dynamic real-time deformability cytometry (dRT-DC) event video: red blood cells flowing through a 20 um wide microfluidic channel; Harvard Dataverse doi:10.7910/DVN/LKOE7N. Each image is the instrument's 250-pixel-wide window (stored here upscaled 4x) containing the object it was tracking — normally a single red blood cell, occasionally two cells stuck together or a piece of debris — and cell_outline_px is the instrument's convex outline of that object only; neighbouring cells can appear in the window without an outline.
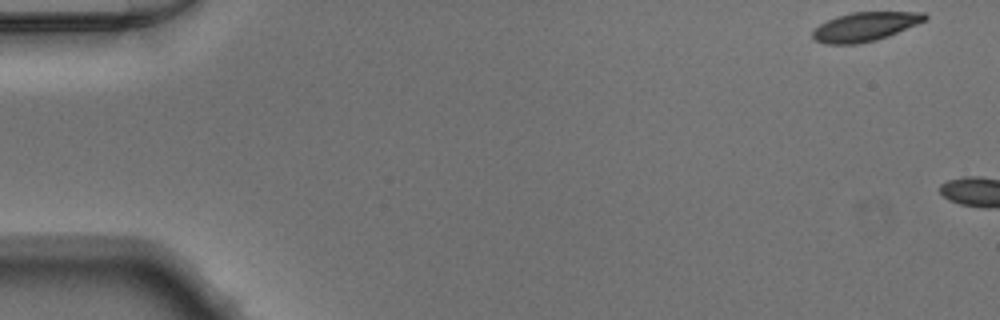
{"species": "Egyptian fruit bat (a non-hibernating species)", "species_latin": "Rousettus aegyptiacus", "temperature_condition": "warm", "stored_images_in_passage": 4, "camera_frame_rate_fps": 3000, "um_per_image_px": 0.085, "animal": {"sex": "male"}, "frame": {"image": 1, "passage_image": 1, "time_ms": 0.0, "image_size_px": [1000, 320], "cell_outline_px": [[928, 20], [888, 36], [876, 40], [860, 44], [824, 44], [816, 40], [812, 36], [812, 32], [820, 24], [836, 16], [852, 12], [924, 12], [928, 16]], "centroid_in_image_um": [73.55, 2.27], "position_along_channel_um": 11.4, "area_um2": 19.02}}